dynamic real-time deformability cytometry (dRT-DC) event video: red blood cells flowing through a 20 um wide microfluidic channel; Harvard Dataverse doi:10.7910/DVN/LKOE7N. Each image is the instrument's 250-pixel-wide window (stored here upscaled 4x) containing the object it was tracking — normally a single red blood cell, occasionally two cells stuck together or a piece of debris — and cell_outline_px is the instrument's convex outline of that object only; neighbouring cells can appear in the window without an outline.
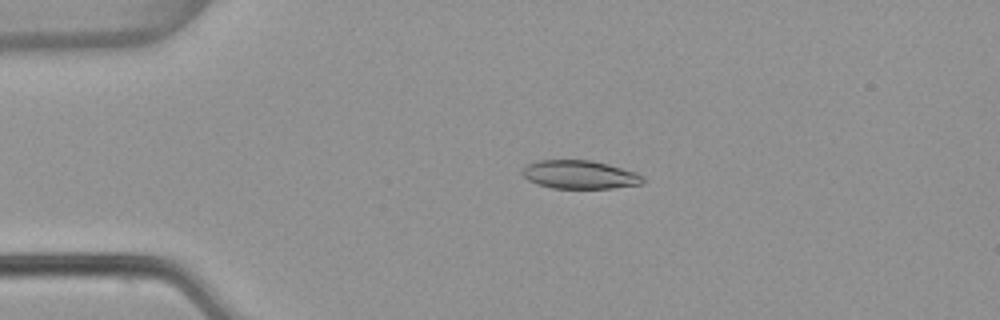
{"species": "common noctule bat (a hibernating species)", "species_latin": "Nyctalus noctula", "temperature_condition": "warm", "stored_images_in_passage": 4, "camera_frame_rate_fps": 3000, "um_per_image_px": 0.085, "animal": {"sex": "female", "body_mass_g": 22.7, "forearm_length_mm": 54.2}, "frame": {"image": 1, "passage_image": 3, "time_ms": 0.667, "image_size_px": [1000, 320], "cell_outline_px": [[644, 184], [612, 188], [552, 188], [536, 184], [528, 180], [520, 172], [528, 164], [540, 160], [592, 160], [608, 164], [636, 172], [644, 176]], "centroid_in_image_um": [49.3, 14.84], "position_along_channel_um": 35.7, "area_um2": 20.06}}